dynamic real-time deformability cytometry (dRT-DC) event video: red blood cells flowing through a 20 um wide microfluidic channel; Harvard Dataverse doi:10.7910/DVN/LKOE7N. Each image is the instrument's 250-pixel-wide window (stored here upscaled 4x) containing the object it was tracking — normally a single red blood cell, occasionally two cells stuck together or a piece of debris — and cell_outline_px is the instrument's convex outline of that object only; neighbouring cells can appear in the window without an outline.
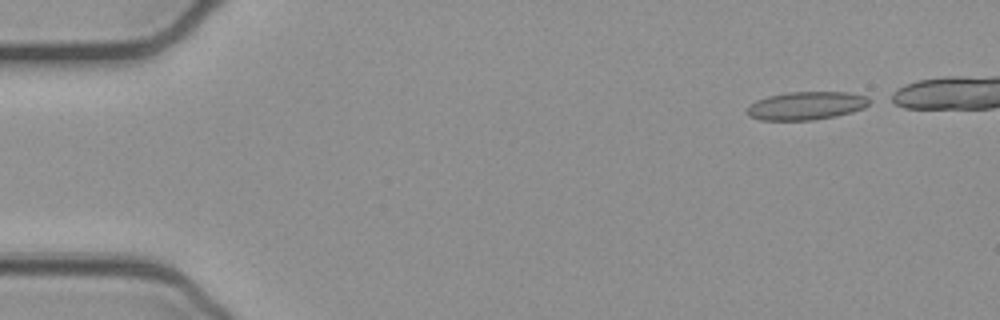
{"species": "common noctule bat (a hibernating species)", "species_latin": "Nyctalus noctula", "temperature_condition": "cold", "stored_images_in_passage": 39, "camera_frame_rate_fps": 3000, "um_per_image_px": 0.085, "animal": {"sex": "female", "body_mass_g": 21.9}, "frame": {"image": 1, "passage_image": 1, "time_ms": 0.0, "image_size_px": [1000, 320], "cell_outline_px": [[876, 100], [864, 108], [852, 112], [836, 116], [812, 120], [760, 120], [748, 116], [748, 104], [756, 100], [768, 96], [788, 92], [848, 92], [868, 96]], "centroid_in_image_um": [68.59, 8.98], "position_along_channel_um": 16.4, "area_um2": 20.4}}
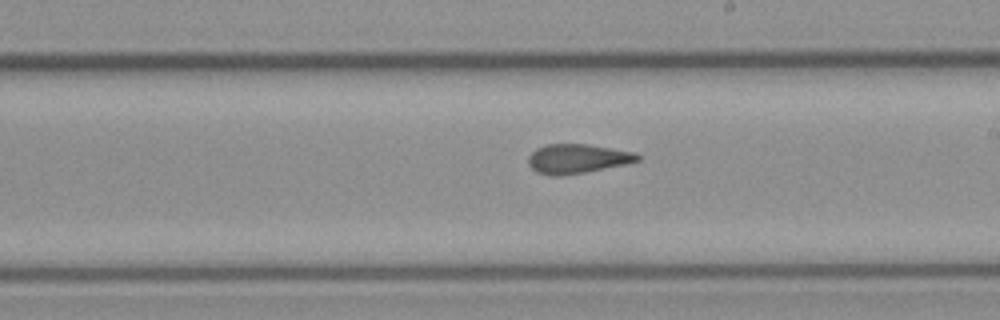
{"frame": {"image": 2, "passage_image": 26, "time_ms": 8.333, "image_size_px": [1000, 320], "cell_outline_px": [[640, 160], [624, 164], [564, 176], [552, 176], [536, 172], [528, 164], [528, 156], [536, 148], [548, 144], [588, 144], [636, 152], [640, 156]], "centroid_in_image_um": [49.05, 13.49], "position_along_channel_um": 240.0, "area_um2": 18.67}}
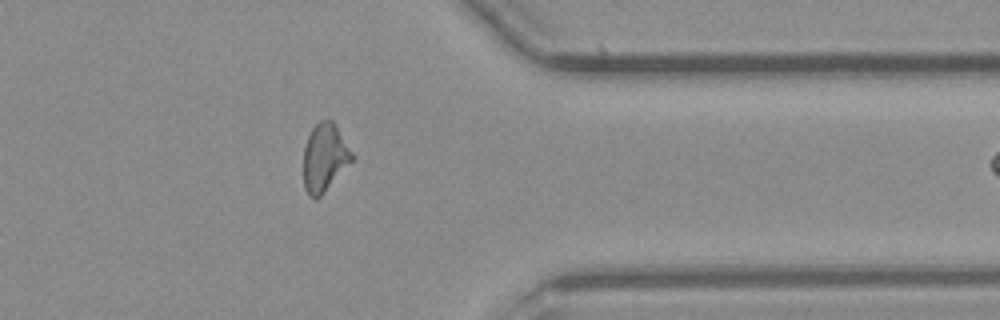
{"frame": {"image": 3, "passage_image": 38, "time_ms": 12.333, "image_size_px": [1000, 320], "cell_outline_px": [[356, 156], [324, 192], [316, 200], [308, 196], [304, 188], [304, 148], [308, 136], [312, 128], [320, 120], [332, 120]], "centroid_in_image_um": [27.59, 13.4], "position_along_channel_um": 383.8, "area_um2": 19.13}}